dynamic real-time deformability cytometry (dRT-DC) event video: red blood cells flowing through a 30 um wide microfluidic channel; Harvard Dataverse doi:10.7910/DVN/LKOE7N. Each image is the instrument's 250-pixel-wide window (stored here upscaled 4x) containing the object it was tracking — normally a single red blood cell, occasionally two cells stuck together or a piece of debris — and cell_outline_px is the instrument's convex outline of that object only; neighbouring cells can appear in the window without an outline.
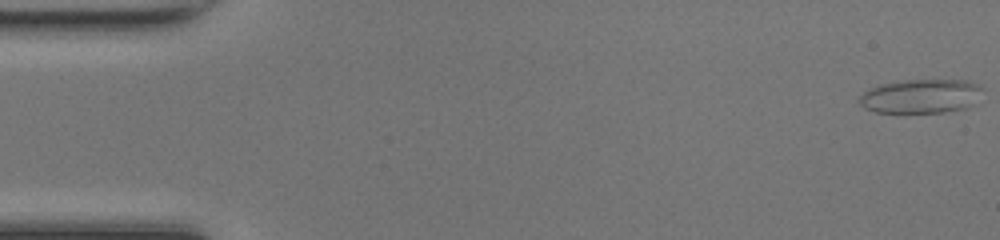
{"species": "common noctule bat (a hibernating species)", "species_latin": "Nyctalus noctula", "temperature_condition": "room temperature", "stored_images_in_passage": 48, "camera_frame_rate_fps": 3000, "um_per_image_px": 0.085, "animal": {"sex": "female", "body_mass_g": 17.0, "forearm_length_mm": 48.0}, "frame": {"image": 1, "passage_image": 1, "time_ms": 0.0, "image_size_px": [1000, 240], "cell_outline_px": [[984, 88], [972, 104], [968, 108], [944, 112], [876, 112], [864, 108], [856, 100], [864, 92], [880, 84], [904, 80], [968, 80], [980, 84]], "centroid_in_image_um": [78.29, 8.17], "position_along_channel_um": 6.7, "area_um2": 24.51}}
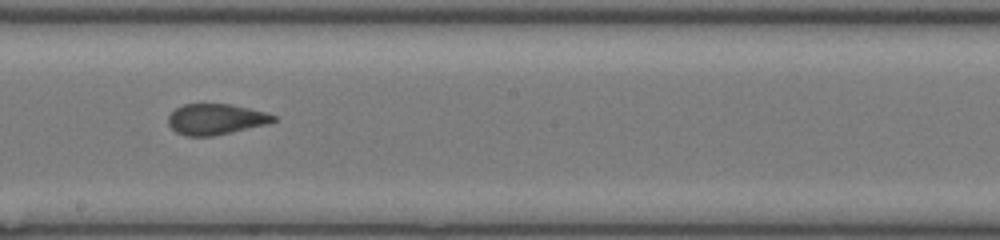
{"frame": {"image": 2, "passage_image": 27, "time_ms": 8.667, "image_size_px": [1000, 240], "cell_outline_px": [[276, 120], [264, 124], [232, 132], [212, 136], [184, 136], [176, 132], [168, 124], [168, 116], [176, 108], [184, 104], [228, 104], [248, 108], [264, 112], [276, 116]], "centroid_in_image_um": [18.29, 10.14], "position_along_channel_um": 229.9, "area_um2": 18.61}}
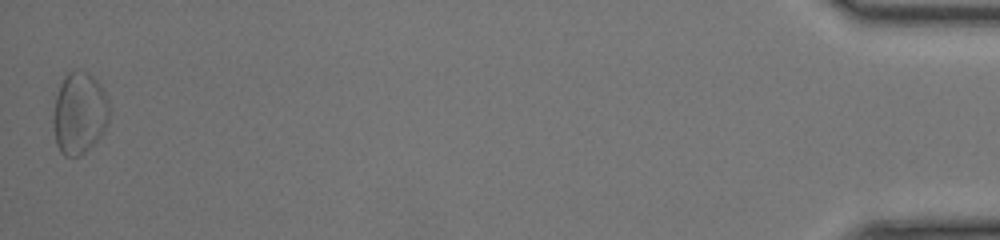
{"frame": {"image": 3, "passage_image": 48, "time_ms": 15.667, "image_size_px": [1000, 240], "cell_outline_px": [[108, 120], [104, 128], [96, 140], [80, 156], [64, 156], [60, 152], [56, 144], [52, 124], [52, 120], [56, 96], [60, 84], [64, 76], [68, 72], [84, 72], [92, 76], [96, 80], [104, 92], [108, 100]], "centroid_in_image_um": [6.7, 9.64], "position_along_channel_um": 428.5, "area_um2": 26.3}, "authors_computed_cell_mechanics": {"area_um2": 19.941, "velocity_mm_per_s": 4.3126, "shape_relaxation_time_tau1_ms": 10.4998, "shape_relaxation_time_tau2_ms": 1.2639, "deformation_change_tau1": 0.2349, "deformation_change_tau2": 0.072}}